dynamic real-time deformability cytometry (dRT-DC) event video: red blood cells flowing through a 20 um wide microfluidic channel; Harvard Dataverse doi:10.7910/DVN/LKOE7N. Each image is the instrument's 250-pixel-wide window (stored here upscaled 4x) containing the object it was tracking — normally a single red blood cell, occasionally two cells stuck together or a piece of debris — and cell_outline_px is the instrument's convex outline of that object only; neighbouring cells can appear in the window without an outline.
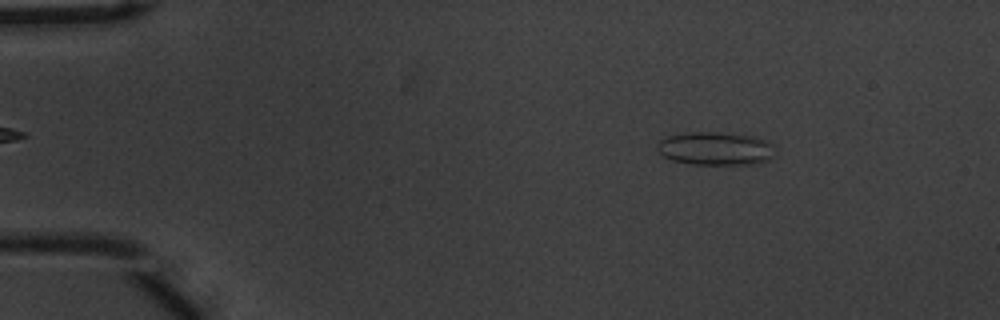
{"species": "common noctule bat (a hibernating species)", "species_latin": "Nyctalus noctula", "temperature_condition": "warm", "stored_images_in_passage": 55, "camera_frame_rate_fps": 3000, "um_per_image_px": 0.085, "animal": {"sex": "male", "body_mass_g": 20.1, "forearm_length_mm": 53.5}, "frame": {"image": 1, "passage_image": 8, "time_ms": 2.333, "image_size_px": [1000, 320], "cell_outline_px": [[772, 156], [768, 160], [756, 164], [692, 164], [672, 160], [664, 156], [656, 148], [656, 144], [660, 140], [668, 136], [688, 132], [716, 132], [752, 136], [764, 140], [772, 144]], "centroid_in_image_um": [60.78, 12.63], "position_along_channel_um": 24.2, "area_um2": 22.6}}
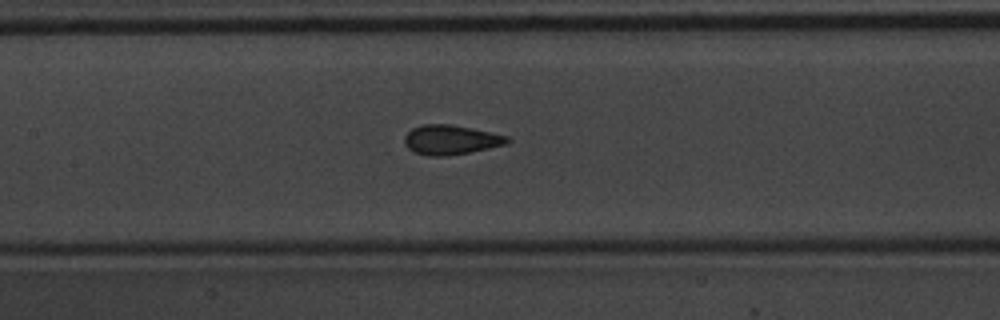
{"frame": {"image": 2, "passage_image": 26, "time_ms": 8.333, "image_size_px": [1000, 320], "cell_outline_px": [[512, 140], [504, 144], [488, 148], [468, 152], [444, 156], [428, 156], [416, 152], [408, 148], [404, 144], [404, 136], [412, 128], [424, 124], [448, 124], [508, 136]], "centroid_in_image_um": [38.27, 11.88], "position_along_channel_um": 169.1, "area_um2": 17.34}}
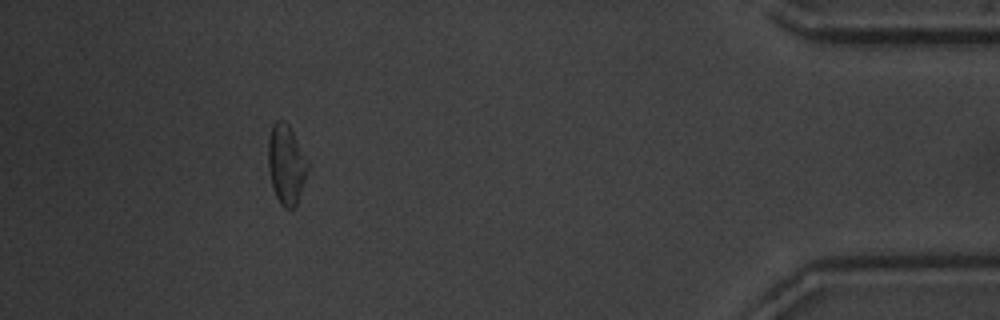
{"frame": {"image": 3, "passage_image": 50, "time_ms": 16.333, "image_size_px": [1000, 320], "cell_outline_px": [[308, 168], [296, 208], [284, 208], [280, 204], [272, 188], [268, 168], [268, 140], [272, 124], [276, 120], [284, 120], [288, 124], [308, 160]], "centroid_in_image_um": [24.32, 13.98], "position_along_channel_um": 410.9, "area_um2": 18.44}, "authors_computed_cell_mechanics": {"area_um2": 17.6868, "velocity_mm_per_s": 3.6848, "shape_relaxation_time_tau1_ms": 5.6725, "shape_relaxation_time_tau2_ms": 0.9696, "deformation_change_tau1": 0.1205, "deformation_change_tau2": 0.065}}